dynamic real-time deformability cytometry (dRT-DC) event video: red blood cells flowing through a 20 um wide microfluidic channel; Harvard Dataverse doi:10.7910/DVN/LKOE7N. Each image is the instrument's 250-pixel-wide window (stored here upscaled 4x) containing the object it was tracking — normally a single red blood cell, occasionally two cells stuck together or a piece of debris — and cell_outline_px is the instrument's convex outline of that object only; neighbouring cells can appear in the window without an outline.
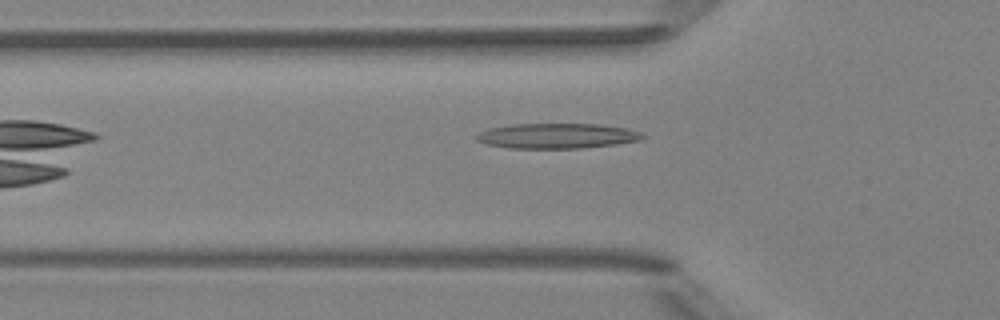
{"species": "Egyptian fruit bat (a non-hibernating species)", "species_latin": "Rousettus aegyptiacus", "temperature_condition": "room temperature", "stored_images_in_passage": 34, "camera_frame_rate_fps": 3000, "um_per_image_px": 0.085, "animal": {"sex": "female"}, "frame": {"image": 1, "passage_image": 3, "time_ms": 0.667, "image_size_px": [1000, 320], "cell_outline_px": [[648, 136], [640, 140], [616, 144], [580, 148], [508, 148], [488, 144], [476, 140], [476, 136], [480, 132], [488, 128], [508, 124], [600, 124], [628, 128], [640, 132]], "centroid_in_image_um": [47.37, 11.54], "position_along_channel_um": 78.4, "area_um2": 24.45}}
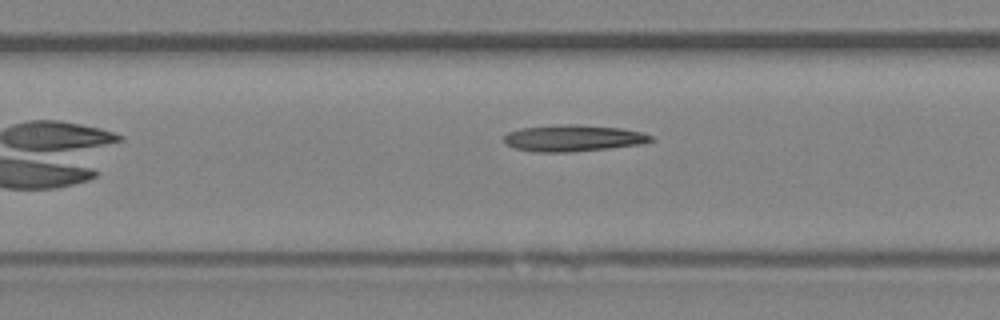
{"frame": {"image": 2, "passage_image": 9, "time_ms": 2.667, "image_size_px": [1000, 320], "cell_outline_px": [[656, 140], [644, 144], [572, 152], [532, 152], [516, 148], [504, 144], [504, 136], [508, 132], [520, 128], [568, 124], [580, 124], [620, 128], [640, 132], [652, 136]], "centroid_in_image_um": [48.72, 11.75], "position_along_channel_um": 158.7, "area_um2": 22.83}}
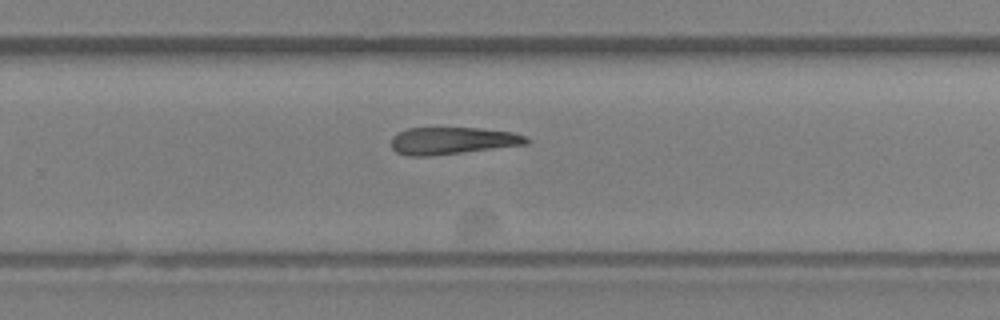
{"frame": {"image": 3, "passage_image": 19, "time_ms": 6.0, "image_size_px": [1000, 320], "cell_outline_px": [[532, 140], [528, 144], [464, 152], [428, 156], [408, 156], [396, 152], [392, 148], [392, 136], [408, 128], [476, 128], [512, 132], [524, 136]], "centroid_in_image_um": [38.46, 11.96], "position_along_channel_um": 291.3, "area_um2": 21.27}}